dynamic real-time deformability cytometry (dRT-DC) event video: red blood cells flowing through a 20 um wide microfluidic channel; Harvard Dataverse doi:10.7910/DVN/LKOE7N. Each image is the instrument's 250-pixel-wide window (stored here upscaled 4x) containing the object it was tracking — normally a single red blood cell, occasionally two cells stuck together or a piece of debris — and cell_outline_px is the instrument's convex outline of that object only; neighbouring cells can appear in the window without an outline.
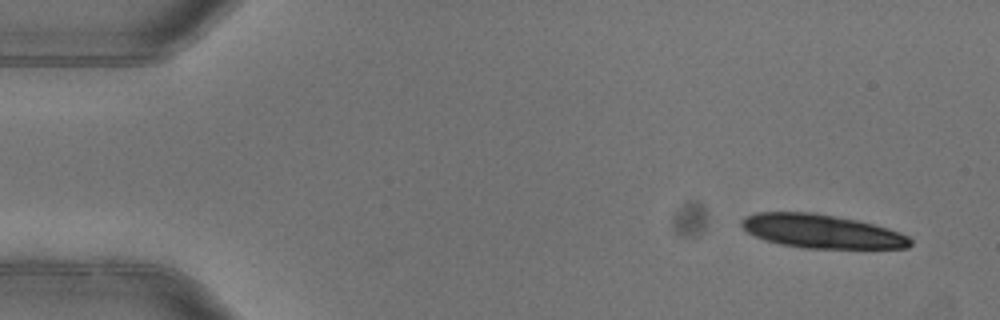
{"species": "common noctule bat (a hibernating species)", "species_latin": "Nyctalus noctula", "temperature_condition": "warm", "stored_images_in_passage": 5, "camera_frame_rate_fps": 3000, "um_per_image_px": 0.085, "animal": {"sex": "female"}, "frame": {"image": 1, "passage_image": 1, "time_ms": 0.0, "image_size_px": [1000, 320], "cell_outline_px": [[912, 244], [908, 248], [804, 248], [780, 244], [764, 240], [748, 232], [740, 224], [744, 216], [756, 212], [812, 212], [856, 220], [888, 228], [900, 232], [908, 236], [912, 240]], "centroid_in_image_um": [69.83, 19.66], "position_along_channel_um": 15.2, "area_um2": 33.06}}
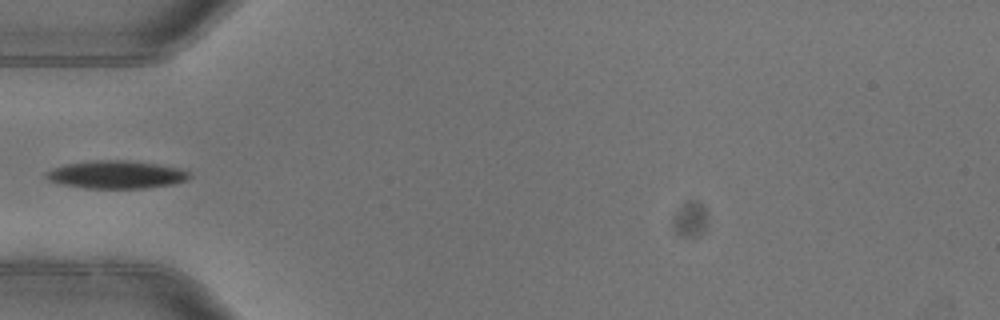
{"frame": {"image": 2, "passage_image": 5, "time_ms": 1.333, "image_size_px": [1000, 320], "cell_outline_px": [[192, 176], [188, 180], [176, 184], [144, 188], [84, 188], [64, 184], [52, 180], [44, 176], [44, 172], [52, 168], [68, 164], [92, 160], [128, 160], [156, 164], [180, 168], [188, 172]], "centroid_in_image_um": [9.93, 14.84], "position_along_channel_um": 75.1, "area_um2": 23.24}}